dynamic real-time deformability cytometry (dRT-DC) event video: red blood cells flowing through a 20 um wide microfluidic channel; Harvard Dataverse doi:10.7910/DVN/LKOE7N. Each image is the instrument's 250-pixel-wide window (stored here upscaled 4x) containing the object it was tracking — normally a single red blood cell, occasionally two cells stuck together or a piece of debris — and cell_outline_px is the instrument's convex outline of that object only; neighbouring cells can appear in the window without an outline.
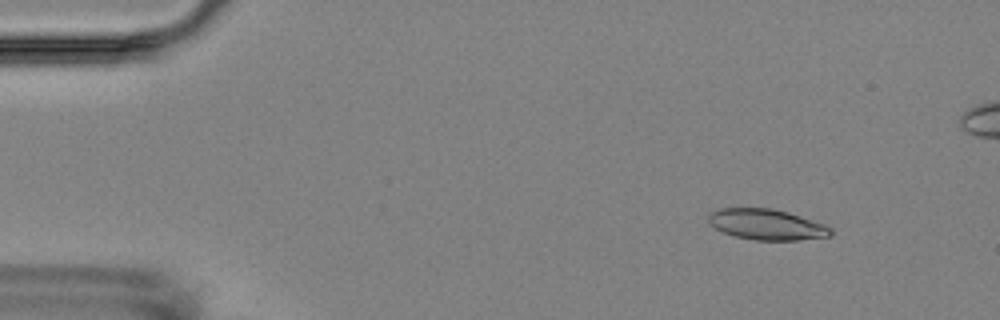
{"species": "Egyptian fruit bat (a non-hibernating species)", "species_latin": "Rousettus aegyptiacus", "temperature_condition": "room temperature", "stored_images_in_passage": 5, "camera_frame_rate_fps": 3000, "um_per_image_px": 0.085, "animal": {"sex": "female"}, "frame": {"image": 1, "passage_image": 1, "time_ms": 0.0, "image_size_px": [1000, 320], "cell_outline_px": [[832, 236], [800, 240], [756, 240], [736, 236], [724, 232], [708, 224], [708, 216], [712, 212], [720, 208], [772, 208], [788, 212], [824, 224], [832, 228]], "centroid_in_image_um": [65.18, 19.08], "position_along_channel_um": 19.8, "area_um2": 21.85}}